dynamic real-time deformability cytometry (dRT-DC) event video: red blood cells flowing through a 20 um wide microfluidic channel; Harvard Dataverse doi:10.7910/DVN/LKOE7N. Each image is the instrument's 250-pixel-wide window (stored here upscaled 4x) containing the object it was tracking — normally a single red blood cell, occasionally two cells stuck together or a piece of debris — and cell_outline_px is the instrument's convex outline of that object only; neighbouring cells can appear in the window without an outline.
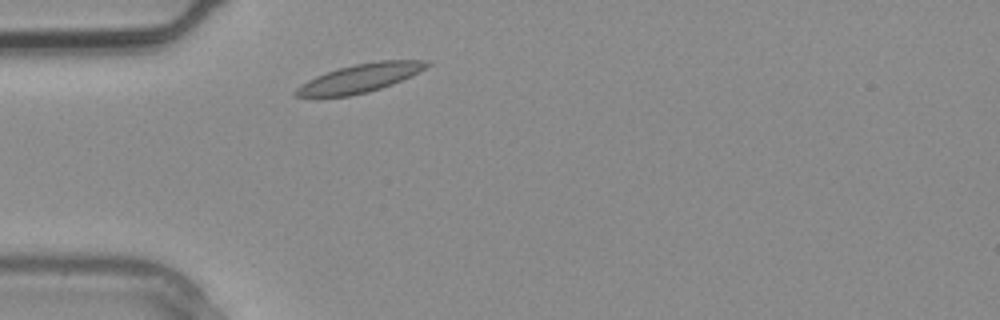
{"species": "common noctule bat (a hibernating species)", "species_latin": "Nyctalus noctula", "temperature_condition": "warm", "stored_images_in_passage": 1, "camera_frame_rate_fps": 3000, "um_per_image_px": 0.085, "animal": {"sex": "male", "body_mass_g": 20.4}, "frame": {"image": 1, "passage_image": 1, "time_ms": 0.0, "image_size_px": [1000, 320], "cell_outline_px": [[432, 64], [392, 84], [368, 92], [348, 96], [296, 96], [292, 92], [296, 88], [308, 80], [316, 76], [340, 68], [356, 64], [380, 60], [428, 60]], "centroid_in_image_um": [30.59, 6.64], "position_along_channel_um": 54.4, "area_um2": 21.15}}